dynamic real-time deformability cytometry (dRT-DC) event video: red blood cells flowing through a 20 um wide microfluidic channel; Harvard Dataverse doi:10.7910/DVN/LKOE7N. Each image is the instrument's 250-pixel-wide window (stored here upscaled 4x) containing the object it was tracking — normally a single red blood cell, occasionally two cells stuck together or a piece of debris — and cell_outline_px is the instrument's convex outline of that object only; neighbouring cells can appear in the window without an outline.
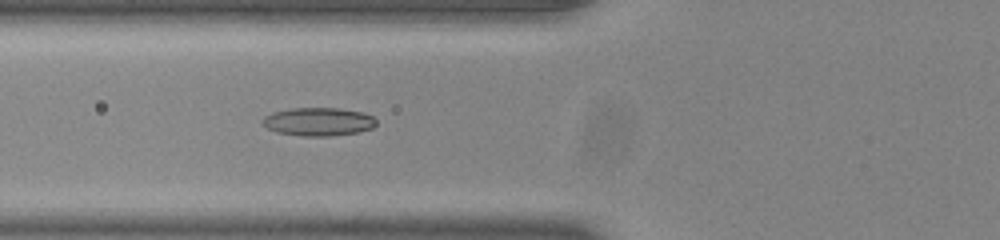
{"species": "common noctule bat (a hibernating species)", "species_latin": "Nyctalus noctula", "temperature_condition": "room temperature", "stored_images_in_passage": 16, "camera_frame_rate_fps": 3000, "um_per_image_px": 0.085, "animal": {"sex": "male", "body_mass_g": 20.0, "forearm_length_mm": 53.3}, "frame": {"image": 1, "passage_image": 12, "time_ms": 3.667, "image_size_px": [1000, 240], "cell_outline_px": [[376, 124], [372, 128], [356, 132], [332, 136], [304, 136], [276, 132], [268, 128], [260, 120], [264, 116], [276, 112], [292, 108], [340, 108], [364, 112], [372, 116], [376, 120]], "centroid_in_image_um": [27.08, 10.34], "position_along_channel_um": 98.7, "area_um2": 18.67}}
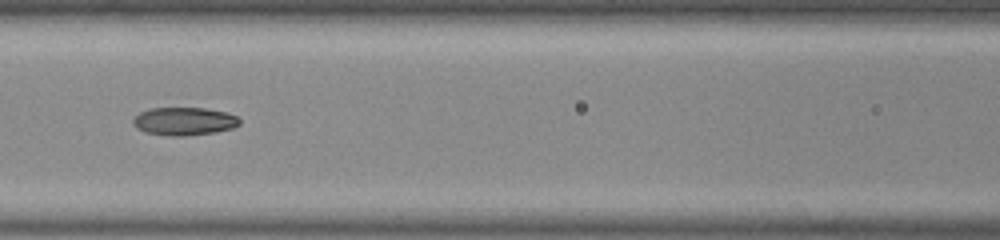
{"frame": {"image": 2, "passage_image": 16, "time_ms": 5.0, "image_size_px": [1000, 240], "cell_outline_px": [[240, 124], [232, 128], [216, 132], [184, 136], [172, 136], [144, 132], [136, 128], [132, 124], [132, 120], [140, 112], [152, 108], [204, 108], [228, 112], [236, 116], [240, 120]], "centroid_in_image_um": [15.65, 10.31], "position_along_channel_um": 150.9, "area_um2": 17.46}}